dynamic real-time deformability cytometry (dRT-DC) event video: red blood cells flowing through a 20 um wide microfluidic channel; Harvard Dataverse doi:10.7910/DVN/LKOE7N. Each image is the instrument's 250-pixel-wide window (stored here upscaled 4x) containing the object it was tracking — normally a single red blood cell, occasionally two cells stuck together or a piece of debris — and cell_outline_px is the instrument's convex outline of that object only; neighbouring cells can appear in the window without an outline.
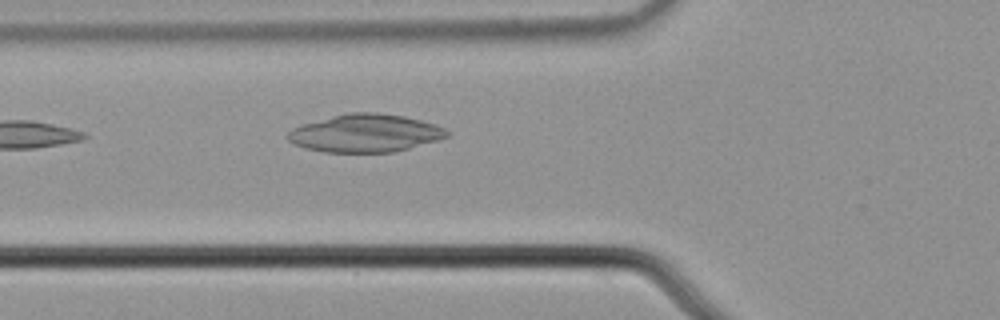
{"species": "common noctule bat (a hibernating species)", "species_latin": "Nyctalus noctula", "temperature_condition": "cold", "stored_images_in_passage": 5, "camera_frame_rate_fps": 3000, "um_per_image_px": 0.085, "animal": {"sex": "male", "body_mass_g": 21.5, "forearm_length_mm": 52.0}, "frame": {"image": 1, "passage_image": 5, "time_ms": 1.333, "image_size_px": [1000, 320], "cell_outline_px": [[448, 136], [436, 140], [408, 148], [392, 152], [324, 152], [308, 148], [296, 144], [288, 140], [284, 136], [292, 128], [304, 124], [332, 116], [348, 112], [380, 112], [404, 116], [436, 124], [444, 128], [448, 132]], "centroid_in_image_um": [31.04, 11.31], "position_along_channel_um": 94.8, "area_um2": 34.85}}